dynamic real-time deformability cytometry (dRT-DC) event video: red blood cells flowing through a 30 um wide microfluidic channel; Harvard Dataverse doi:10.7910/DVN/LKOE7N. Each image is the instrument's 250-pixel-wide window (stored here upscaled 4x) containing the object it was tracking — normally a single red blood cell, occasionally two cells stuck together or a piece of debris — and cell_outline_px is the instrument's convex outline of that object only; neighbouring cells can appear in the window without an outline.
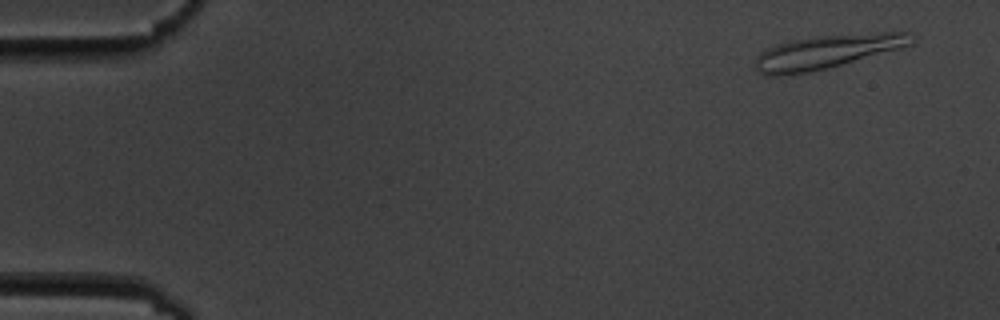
{"species": "common noctule bat (a hibernating species)", "species_latin": "Nyctalus noctula", "temperature_condition": "cold", "stored_images_in_passage": 6, "camera_frame_rate_fps": 3000, "um_per_image_px": 0.085, "animal": {"sex": "male", "body_mass_g": 19.5, "forearm_length_mm": 54.6}, "frame": {"image": 1, "passage_image": 1, "time_ms": 0.0, "image_size_px": [1000, 320], "cell_outline_px": [[912, 44], [900, 48], [828, 68], [808, 72], [776, 76], [772, 76], [756, 72], [756, 56], [760, 52], [776, 44], [792, 40], [816, 36], [880, 32], [908, 32]], "centroid_in_image_um": [70.22, 4.4], "position_along_channel_um": 14.8, "area_um2": 30.29}}
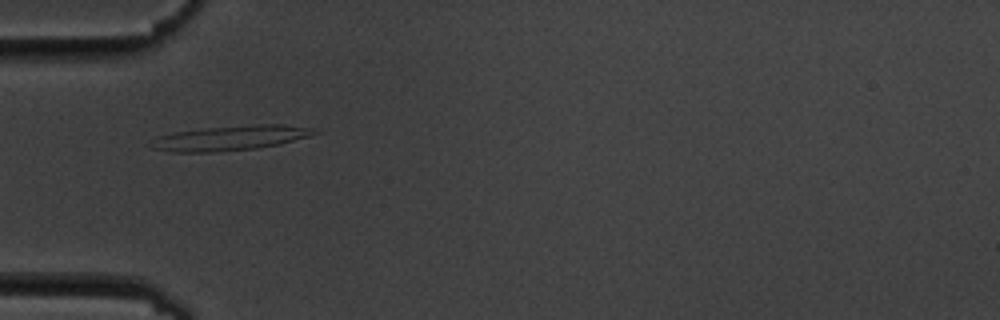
{"frame": {"image": 2, "passage_image": 5, "time_ms": 4.667, "image_size_px": [1000, 320], "cell_outline_px": [[320, 132], [312, 136], [280, 144], [256, 148], [212, 152], [172, 152], [148, 148], [148, 144], [156, 136], [176, 132], [204, 128], [256, 124], [284, 124], [312, 128]], "centroid_in_image_um": [19.56, 11.73], "position_along_channel_um": 65.4, "area_um2": 23.87}}